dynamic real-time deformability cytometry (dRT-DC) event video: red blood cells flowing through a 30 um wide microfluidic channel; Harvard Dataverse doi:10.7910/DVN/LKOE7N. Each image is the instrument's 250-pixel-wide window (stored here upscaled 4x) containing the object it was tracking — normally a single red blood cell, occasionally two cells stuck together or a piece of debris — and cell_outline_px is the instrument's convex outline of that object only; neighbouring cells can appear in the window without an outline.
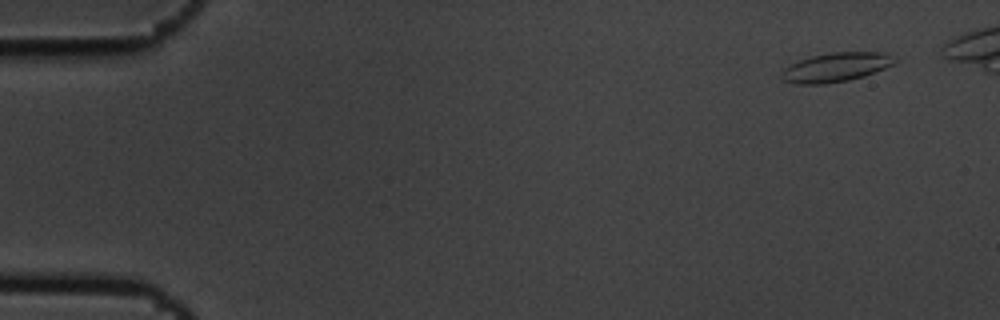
{"species": "common noctule bat (a hibernating species)", "species_latin": "Nyctalus noctula", "temperature_condition": "cold", "stored_images_in_passage": 6, "camera_frame_rate_fps": 3000, "um_per_image_px": 0.085, "animal": {"sex": "male", "body_mass_g": 19.5, "forearm_length_mm": 54.6}, "frame": {"image": 1, "passage_image": 1, "time_ms": 0.0, "image_size_px": [1000, 320], "cell_outline_px": [[896, 60], [892, 64], [884, 68], [864, 76], [848, 80], [824, 84], [796, 84], [784, 80], [780, 76], [780, 72], [784, 68], [800, 60], [812, 56], [832, 52], [884, 52]], "centroid_in_image_um": [71.01, 5.72], "position_along_channel_um": 14.0, "area_um2": 18.96}}
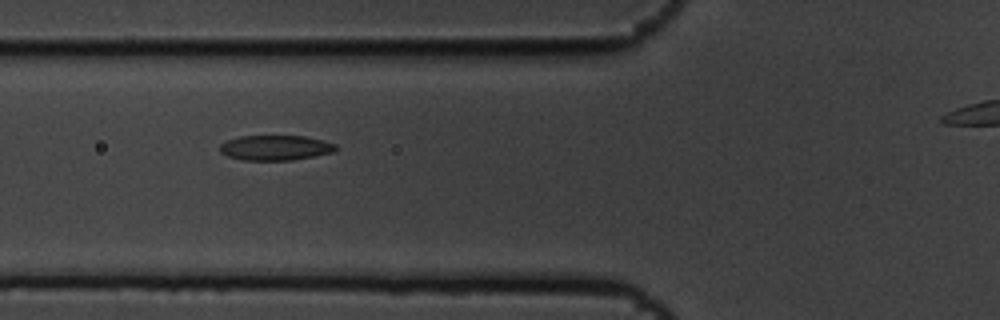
{"frame": {"image": 2, "passage_image": 6, "time_ms": 1.667, "image_size_px": [1000, 320], "cell_outline_px": [[336, 152], [292, 160], [244, 160], [228, 156], [220, 152], [220, 144], [228, 140], [240, 136], [304, 136], [324, 140], [336, 144]], "centroid_in_image_um": [23.44, 12.56], "position_along_channel_um": 102.4, "area_um2": 16.94}}